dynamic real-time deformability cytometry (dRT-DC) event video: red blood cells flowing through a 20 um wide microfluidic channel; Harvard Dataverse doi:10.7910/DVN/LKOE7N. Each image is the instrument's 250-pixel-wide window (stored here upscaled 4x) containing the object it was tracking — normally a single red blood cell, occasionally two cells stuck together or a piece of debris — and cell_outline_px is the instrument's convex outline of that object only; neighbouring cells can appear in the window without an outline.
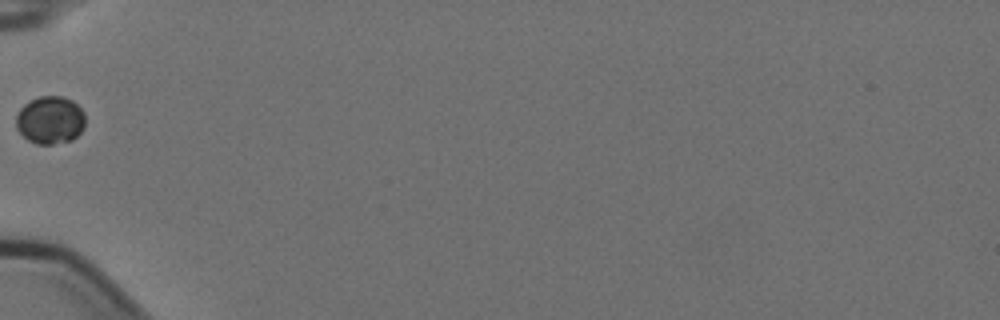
{"species": "Egyptian fruit bat (a non-hibernating species)", "species_latin": "Rousettus aegyptiacus", "temperature_condition": "cold", "stored_images_in_passage": 7, "camera_frame_rate_fps": 3000, "um_per_image_px": 0.085, "animal": {"sex": "female"}, "frame": {"image": 1, "passage_image": 7, "time_ms": 2.0, "image_size_px": [1000, 320], "cell_outline_px": [[84, 128], [72, 140], [52, 144], [36, 144], [28, 140], [16, 128], [16, 116], [20, 108], [24, 104], [40, 96], [64, 96], [72, 100], [84, 112]], "centroid_in_image_um": [4.26, 10.2], "position_along_channel_um": 80.7, "area_um2": 19.25}}